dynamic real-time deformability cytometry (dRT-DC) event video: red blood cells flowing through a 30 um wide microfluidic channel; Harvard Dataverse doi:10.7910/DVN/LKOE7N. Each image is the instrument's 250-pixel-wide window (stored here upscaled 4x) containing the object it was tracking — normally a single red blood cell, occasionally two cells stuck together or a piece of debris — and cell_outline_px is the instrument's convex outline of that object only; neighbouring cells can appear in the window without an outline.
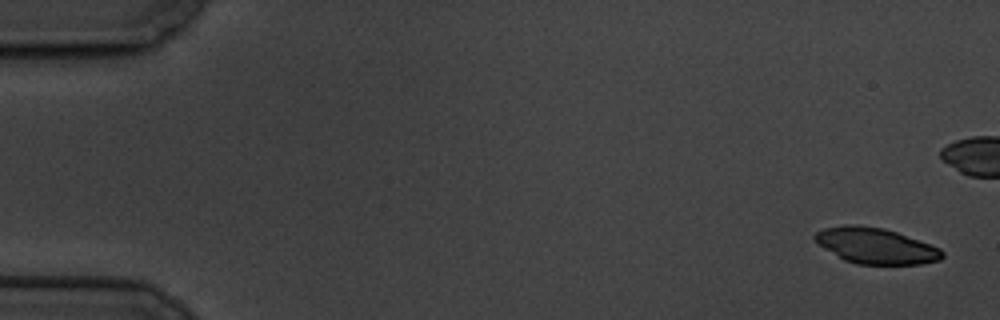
{"species": "common noctule bat (a hibernating species)", "species_latin": "Nyctalus noctula", "temperature_condition": "cold", "stored_images_in_passage": 7, "camera_frame_rate_fps": 3000, "um_per_image_px": 0.085, "animal": {"sex": "male", "body_mass_g": 19.5, "forearm_length_mm": 54.6}, "frame": {"image": 1, "passage_image": 1, "time_ms": 0.0, "image_size_px": [1000, 320], "cell_outline_px": [[944, 256], [940, 260], [920, 264], [856, 264], [844, 260], [824, 248], [812, 236], [816, 232], [824, 228], [844, 224], [856, 224], [884, 228], [896, 232], [940, 248], [944, 252]], "centroid_in_image_um": [74.43, 20.89], "position_along_channel_um": 10.6, "area_um2": 26.47}}